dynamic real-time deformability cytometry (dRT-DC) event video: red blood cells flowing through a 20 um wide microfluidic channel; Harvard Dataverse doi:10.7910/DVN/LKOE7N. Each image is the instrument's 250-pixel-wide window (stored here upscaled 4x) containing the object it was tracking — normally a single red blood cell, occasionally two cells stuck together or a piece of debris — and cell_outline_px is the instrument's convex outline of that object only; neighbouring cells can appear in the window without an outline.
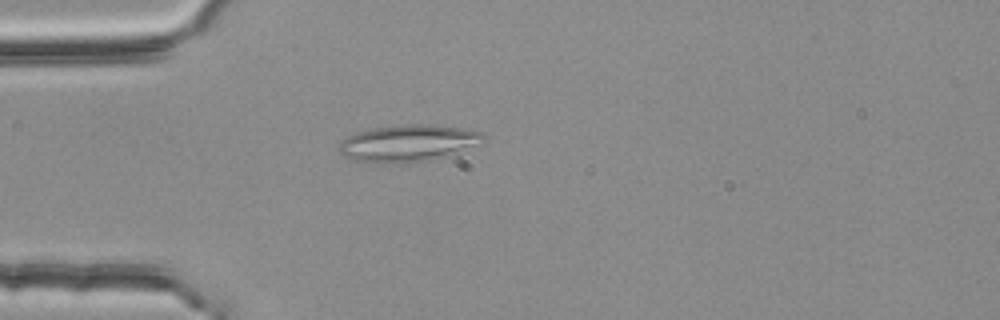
{"species": "common noctule bat (a hibernating species)", "species_latin": "Nyctalus noctula", "temperature_condition": "room temperature", "stored_images_in_passage": 1, "camera_frame_rate_fps": 3000, "um_per_image_px": 0.085, "animal": {"sex": "female", "body_mass_g": 25.1}, "frame": {"image": 1, "passage_image": 1, "time_ms": 0.0, "image_size_px": [1000, 320], "cell_outline_px": [[488, 136], [484, 144], [452, 156], [432, 160], [404, 164], [380, 164], [356, 160], [344, 156], [340, 152], [340, 140], [356, 132], [372, 128], [404, 124], [424, 124], [464, 128], [484, 132]], "centroid_in_image_um": [34.82, 12.19], "position_along_channel_um": 50.2, "area_um2": 32.14}}